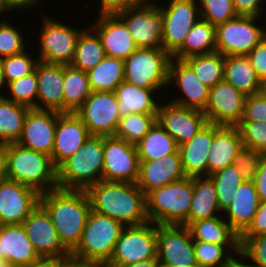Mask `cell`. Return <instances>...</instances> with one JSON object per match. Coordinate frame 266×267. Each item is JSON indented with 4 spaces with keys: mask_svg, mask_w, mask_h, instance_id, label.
Here are the masks:
<instances>
[{
    "mask_svg": "<svg viewBox=\"0 0 266 267\" xmlns=\"http://www.w3.org/2000/svg\"><path fill=\"white\" fill-rule=\"evenodd\" d=\"M39 204L49 214L62 245L71 253L81 240L91 211L87 191L58 187L40 193Z\"/></svg>",
    "mask_w": 266,
    "mask_h": 267,
    "instance_id": "6da1fadb",
    "label": "cell"
},
{
    "mask_svg": "<svg viewBox=\"0 0 266 267\" xmlns=\"http://www.w3.org/2000/svg\"><path fill=\"white\" fill-rule=\"evenodd\" d=\"M91 209L125 226L148 222L146 195L136 183L101 180L87 190Z\"/></svg>",
    "mask_w": 266,
    "mask_h": 267,
    "instance_id": "7a4b0ae2",
    "label": "cell"
},
{
    "mask_svg": "<svg viewBox=\"0 0 266 267\" xmlns=\"http://www.w3.org/2000/svg\"><path fill=\"white\" fill-rule=\"evenodd\" d=\"M7 179L36 189L39 193L58 188L57 167L51 156L7 143Z\"/></svg>",
    "mask_w": 266,
    "mask_h": 267,
    "instance_id": "3957f363",
    "label": "cell"
},
{
    "mask_svg": "<svg viewBox=\"0 0 266 267\" xmlns=\"http://www.w3.org/2000/svg\"><path fill=\"white\" fill-rule=\"evenodd\" d=\"M104 136H90L57 167L58 187L87 190L102 180Z\"/></svg>",
    "mask_w": 266,
    "mask_h": 267,
    "instance_id": "277c9868",
    "label": "cell"
},
{
    "mask_svg": "<svg viewBox=\"0 0 266 267\" xmlns=\"http://www.w3.org/2000/svg\"><path fill=\"white\" fill-rule=\"evenodd\" d=\"M124 228L122 222L91 209L81 240L70 257L107 265Z\"/></svg>",
    "mask_w": 266,
    "mask_h": 267,
    "instance_id": "5b68a950",
    "label": "cell"
},
{
    "mask_svg": "<svg viewBox=\"0 0 266 267\" xmlns=\"http://www.w3.org/2000/svg\"><path fill=\"white\" fill-rule=\"evenodd\" d=\"M193 198V179L166 184L146 195V214L155 224L185 225Z\"/></svg>",
    "mask_w": 266,
    "mask_h": 267,
    "instance_id": "8992f818",
    "label": "cell"
},
{
    "mask_svg": "<svg viewBox=\"0 0 266 267\" xmlns=\"http://www.w3.org/2000/svg\"><path fill=\"white\" fill-rule=\"evenodd\" d=\"M171 56L163 49L137 48L124 60V80L144 89L168 87Z\"/></svg>",
    "mask_w": 266,
    "mask_h": 267,
    "instance_id": "52a82bcc",
    "label": "cell"
},
{
    "mask_svg": "<svg viewBox=\"0 0 266 267\" xmlns=\"http://www.w3.org/2000/svg\"><path fill=\"white\" fill-rule=\"evenodd\" d=\"M157 259V224L146 222L125 226L107 267H121Z\"/></svg>",
    "mask_w": 266,
    "mask_h": 267,
    "instance_id": "ba28073f",
    "label": "cell"
},
{
    "mask_svg": "<svg viewBox=\"0 0 266 267\" xmlns=\"http://www.w3.org/2000/svg\"><path fill=\"white\" fill-rule=\"evenodd\" d=\"M44 15L43 13L41 15L43 19L39 31L40 37H38L40 50L36 54L37 59L50 64L70 65L75 55L78 38L84 28L77 30V27L73 28L63 21L61 23L55 18Z\"/></svg>",
    "mask_w": 266,
    "mask_h": 267,
    "instance_id": "9c48e42d",
    "label": "cell"
},
{
    "mask_svg": "<svg viewBox=\"0 0 266 267\" xmlns=\"http://www.w3.org/2000/svg\"><path fill=\"white\" fill-rule=\"evenodd\" d=\"M261 18L237 15L225 23L215 26L216 52L225 56H247L265 37ZM260 24V26L258 25Z\"/></svg>",
    "mask_w": 266,
    "mask_h": 267,
    "instance_id": "30bf717a",
    "label": "cell"
},
{
    "mask_svg": "<svg viewBox=\"0 0 266 267\" xmlns=\"http://www.w3.org/2000/svg\"><path fill=\"white\" fill-rule=\"evenodd\" d=\"M158 4L163 16L162 48L172 57L184 44L190 29L201 18L198 1L168 0V4Z\"/></svg>",
    "mask_w": 266,
    "mask_h": 267,
    "instance_id": "8fae6325",
    "label": "cell"
},
{
    "mask_svg": "<svg viewBox=\"0 0 266 267\" xmlns=\"http://www.w3.org/2000/svg\"><path fill=\"white\" fill-rule=\"evenodd\" d=\"M117 16L125 23L138 48L163 49V16L155 0H147Z\"/></svg>",
    "mask_w": 266,
    "mask_h": 267,
    "instance_id": "7c38bea8",
    "label": "cell"
},
{
    "mask_svg": "<svg viewBox=\"0 0 266 267\" xmlns=\"http://www.w3.org/2000/svg\"><path fill=\"white\" fill-rule=\"evenodd\" d=\"M75 114L91 136H114L120 120L115 92L92 91Z\"/></svg>",
    "mask_w": 266,
    "mask_h": 267,
    "instance_id": "4fadbf2b",
    "label": "cell"
},
{
    "mask_svg": "<svg viewBox=\"0 0 266 267\" xmlns=\"http://www.w3.org/2000/svg\"><path fill=\"white\" fill-rule=\"evenodd\" d=\"M157 259L160 267L196 265L189 228L185 225L157 224Z\"/></svg>",
    "mask_w": 266,
    "mask_h": 267,
    "instance_id": "5bb4252c",
    "label": "cell"
},
{
    "mask_svg": "<svg viewBox=\"0 0 266 267\" xmlns=\"http://www.w3.org/2000/svg\"><path fill=\"white\" fill-rule=\"evenodd\" d=\"M139 163L135 145L116 136L104 137L102 180L136 183Z\"/></svg>",
    "mask_w": 266,
    "mask_h": 267,
    "instance_id": "9a60e30c",
    "label": "cell"
},
{
    "mask_svg": "<svg viewBox=\"0 0 266 267\" xmlns=\"http://www.w3.org/2000/svg\"><path fill=\"white\" fill-rule=\"evenodd\" d=\"M40 193L25 184L0 181V225L22 224L39 205Z\"/></svg>",
    "mask_w": 266,
    "mask_h": 267,
    "instance_id": "2e32d148",
    "label": "cell"
},
{
    "mask_svg": "<svg viewBox=\"0 0 266 267\" xmlns=\"http://www.w3.org/2000/svg\"><path fill=\"white\" fill-rule=\"evenodd\" d=\"M22 225L34 249L42 259L70 257V252L62 245L49 214L40 204Z\"/></svg>",
    "mask_w": 266,
    "mask_h": 267,
    "instance_id": "e0dca14e",
    "label": "cell"
},
{
    "mask_svg": "<svg viewBox=\"0 0 266 267\" xmlns=\"http://www.w3.org/2000/svg\"><path fill=\"white\" fill-rule=\"evenodd\" d=\"M245 99L242 92L223 80L210 88L203 113L209 123L237 126L243 118Z\"/></svg>",
    "mask_w": 266,
    "mask_h": 267,
    "instance_id": "ac0fdd59",
    "label": "cell"
},
{
    "mask_svg": "<svg viewBox=\"0 0 266 267\" xmlns=\"http://www.w3.org/2000/svg\"><path fill=\"white\" fill-rule=\"evenodd\" d=\"M157 122L179 145L191 141L208 122L201 110L168 103H160Z\"/></svg>",
    "mask_w": 266,
    "mask_h": 267,
    "instance_id": "d6986e66",
    "label": "cell"
},
{
    "mask_svg": "<svg viewBox=\"0 0 266 267\" xmlns=\"http://www.w3.org/2000/svg\"><path fill=\"white\" fill-rule=\"evenodd\" d=\"M176 86L181 96L170 98V102L188 108L204 111L208 102L210 88L195 75L193 69L184 61L171 58L169 63L168 86Z\"/></svg>",
    "mask_w": 266,
    "mask_h": 267,
    "instance_id": "ffe728a7",
    "label": "cell"
},
{
    "mask_svg": "<svg viewBox=\"0 0 266 267\" xmlns=\"http://www.w3.org/2000/svg\"><path fill=\"white\" fill-rule=\"evenodd\" d=\"M60 114L53 110L31 108L25 118L21 136L16 143L51 156L57 118Z\"/></svg>",
    "mask_w": 266,
    "mask_h": 267,
    "instance_id": "44dd1931",
    "label": "cell"
},
{
    "mask_svg": "<svg viewBox=\"0 0 266 267\" xmlns=\"http://www.w3.org/2000/svg\"><path fill=\"white\" fill-rule=\"evenodd\" d=\"M186 177L179 150L162 159L140 161L136 184L147 195L152 190Z\"/></svg>",
    "mask_w": 266,
    "mask_h": 267,
    "instance_id": "7402d4cb",
    "label": "cell"
},
{
    "mask_svg": "<svg viewBox=\"0 0 266 267\" xmlns=\"http://www.w3.org/2000/svg\"><path fill=\"white\" fill-rule=\"evenodd\" d=\"M90 27L99 36L106 56L125 60L138 47L117 15L97 16Z\"/></svg>",
    "mask_w": 266,
    "mask_h": 267,
    "instance_id": "603a6c76",
    "label": "cell"
},
{
    "mask_svg": "<svg viewBox=\"0 0 266 267\" xmlns=\"http://www.w3.org/2000/svg\"><path fill=\"white\" fill-rule=\"evenodd\" d=\"M88 128L75 112L61 113L57 118L52 161L58 167L80 149L90 137Z\"/></svg>",
    "mask_w": 266,
    "mask_h": 267,
    "instance_id": "cb8c5ba5",
    "label": "cell"
},
{
    "mask_svg": "<svg viewBox=\"0 0 266 267\" xmlns=\"http://www.w3.org/2000/svg\"><path fill=\"white\" fill-rule=\"evenodd\" d=\"M0 259L15 267H29L42 260L22 224L0 225Z\"/></svg>",
    "mask_w": 266,
    "mask_h": 267,
    "instance_id": "d4e9b609",
    "label": "cell"
},
{
    "mask_svg": "<svg viewBox=\"0 0 266 267\" xmlns=\"http://www.w3.org/2000/svg\"><path fill=\"white\" fill-rule=\"evenodd\" d=\"M34 70L38 81L37 109L64 113V65L38 61Z\"/></svg>",
    "mask_w": 266,
    "mask_h": 267,
    "instance_id": "484cf974",
    "label": "cell"
},
{
    "mask_svg": "<svg viewBox=\"0 0 266 267\" xmlns=\"http://www.w3.org/2000/svg\"><path fill=\"white\" fill-rule=\"evenodd\" d=\"M242 147V137L237 126L214 124V136L207 159V176L232 165Z\"/></svg>",
    "mask_w": 266,
    "mask_h": 267,
    "instance_id": "4316f807",
    "label": "cell"
},
{
    "mask_svg": "<svg viewBox=\"0 0 266 267\" xmlns=\"http://www.w3.org/2000/svg\"><path fill=\"white\" fill-rule=\"evenodd\" d=\"M260 202L253 181H243L235 191L232 203L222 214L239 236L252 224Z\"/></svg>",
    "mask_w": 266,
    "mask_h": 267,
    "instance_id": "83f0119b",
    "label": "cell"
},
{
    "mask_svg": "<svg viewBox=\"0 0 266 267\" xmlns=\"http://www.w3.org/2000/svg\"><path fill=\"white\" fill-rule=\"evenodd\" d=\"M213 136L214 124L207 122L191 141L179 145L186 177L207 176V159Z\"/></svg>",
    "mask_w": 266,
    "mask_h": 267,
    "instance_id": "f1b7e54d",
    "label": "cell"
},
{
    "mask_svg": "<svg viewBox=\"0 0 266 267\" xmlns=\"http://www.w3.org/2000/svg\"><path fill=\"white\" fill-rule=\"evenodd\" d=\"M158 91L140 88L125 80L122 81L114 91L118 100L120 118L131 113L157 114L159 99L156 100L155 95H160Z\"/></svg>",
    "mask_w": 266,
    "mask_h": 267,
    "instance_id": "f546056e",
    "label": "cell"
},
{
    "mask_svg": "<svg viewBox=\"0 0 266 267\" xmlns=\"http://www.w3.org/2000/svg\"><path fill=\"white\" fill-rule=\"evenodd\" d=\"M192 179L193 198L187 217V227L198 220L222 216L212 179L209 176L192 177Z\"/></svg>",
    "mask_w": 266,
    "mask_h": 267,
    "instance_id": "4dcf8cb0",
    "label": "cell"
},
{
    "mask_svg": "<svg viewBox=\"0 0 266 267\" xmlns=\"http://www.w3.org/2000/svg\"><path fill=\"white\" fill-rule=\"evenodd\" d=\"M223 80L245 96L257 94L263 90V83L257 77L248 56H225Z\"/></svg>",
    "mask_w": 266,
    "mask_h": 267,
    "instance_id": "1f68e13d",
    "label": "cell"
},
{
    "mask_svg": "<svg viewBox=\"0 0 266 267\" xmlns=\"http://www.w3.org/2000/svg\"><path fill=\"white\" fill-rule=\"evenodd\" d=\"M188 228L193 240L218 245H240V236L231 228L223 215L195 221Z\"/></svg>",
    "mask_w": 266,
    "mask_h": 267,
    "instance_id": "d6a6232c",
    "label": "cell"
},
{
    "mask_svg": "<svg viewBox=\"0 0 266 267\" xmlns=\"http://www.w3.org/2000/svg\"><path fill=\"white\" fill-rule=\"evenodd\" d=\"M216 52L215 26L201 18L188 32L182 47L172 56L184 60L188 57Z\"/></svg>",
    "mask_w": 266,
    "mask_h": 267,
    "instance_id": "836d02e7",
    "label": "cell"
},
{
    "mask_svg": "<svg viewBox=\"0 0 266 267\" xmlns=\"http://www.w3.org/2000/svg\"><path fill=\"white\" fill-rule=\"evenodd\" d=\"M135 146L139 161L162 159L164 156L176 153L179 150L176 141L158 122Z\"/></svg>",
    "mask_w": 266,
    "mask_h": 267,
    "instance_id": "e575fe53",
    "label": "cell"
},
{
    "mask_svg": "<svg viewBox=\"0 0 266 267\" xmlns=\"http://www.w3.org/2000/svg\"><path fill=\"white\" fill-rule=\"evenodd\" d=\"M193 248L196 264L202 267H236L240 258V245H218L193 240Z\"/></svg>",
    "mask_w": 266,
    "mask_h": 267,
    "instance_id": "d590c367",
    "label": "cell"
},
{
    "mask_svg": "<svg viewBox=\"0 0 266 267\" xmlns=\"http://www.w3.org/2000/svg\"><path fill=\"white\" fill-rule=\"evenodd\" d=\"M91 93L87 72L64 65V113L75 112Z\"/></svg>",
    "mask_w": 266,
    "mask_h": 267,
    "instance_id": "8d00e7d4",
    "label": "cell"
},
{
    "mask_svg": "<svg viewBox=\"0 0 266 267\" xmlns=\"http://www.w3.org/2000/svg\"><path fill=\"white\" fill-rule=\"evenodd\" d=\"M87 75L92 91L114 92L124 81V60L105 56Z\"/></svg>",
    "mask_w": 266,
    "mask_h": 267,
    "instance_id": "74e56055",
    "label": "cell"
},
{
    "mask_svg": "<svg viewBox=\"0 0 266 267\" xmlns=\"http://www.w3.org/2000/svg\"><path fill=\"white\" fill-rule=\"evenodd\" d=\"M31 108L0 96V142L14 143L21 136L25 118Z\"/></svg>",
    "mask_w": 266,
    "mask_h": 267,
    "instance_id": "f35d334b",
    "label": "cell"
},
{
    "mask_svg": "<svg viewBox=\"0 0 266 267\" xmlns=\"http://www.w3.org/2000/svg\"><path fill=\"white\" fill-rule=\"evenodd\" d=\"M104 48L97 33L91 28L84 29L77 41L71 66L88 72L105 57Z\"/></svg>",
    "mask_w": 266,
    "mask_h": 267,
    "instance_id": "ab89813d",
    "label": "cell"
},
{
    "mask_svg": "<svg viewBox=\"0 0 266 267\" xmlns=\"http://www.w3.org/2000/svg\"><path fill=\"white\" fill-rule=\"evenodd\" d=\"M184 61L208 88H212L224 79V56L219 52L194 55Z\"/></svg>",
    "mask_w": 266,
    "mask_h": 267,
    "instance_id": "60d3db41",
    "label": "cell"
},
{
    "mask_svg": "<svg viewBox=\"0 0 266 267\" xmlns=\"http://www.w3.org/2000/svg\"><path fill=\"white\" fill-rule=\"evenodd\" d=\"M157 122V114L131 113L121 117L114 136L136 145Z\"/></svg>",
    "mask_w": 266,
    "mask_h": 267,
    "instance_id": "b9f144b4",
    "label": "cell"
},
{
    "mask_svg": "<svg viewBox=\"0 0 266 267\" xmlns=\"http://www.w3.org/2000/svg\"><path fill=\"white\" fill-rule=\"evenodd\" d=\"M215 184L221 214L232 203L235 191L243 182L235 165H230L209 176Z\"/></svg>",
    "mask_w": 266,
    "mask_h": 267,
    "instance_id": "7bdbcfd3",
    "label": "cell"
},
{
    "mask_svg": "<svg viewBox=\"0 0 266 267\" xmlns=\"http://www.w3.org/2000/svg\"><path fill=\"white\" fill-rule=\"evenodd\" d=\"M6 90L8 92L5 91V95L8 93V96L5 97L10 101L37 109L38 81L35 70L29 75L10 82Z\"/></svg>",
    "mask_w": 266,
    "mask_h": 267,
    "instance_id": "ee69618b",
    "label": "cell"
},
{
    "mask_svg": "<svg viewBox=\"0 0 266 267\" xmlns=\"http://www.w3.org/2000/svg\"><path fill=\"white\" fill-rule=\"evenodd\" d=\"M10 21L0 20V59L24 52L27 44L26 38ZM25 39V40H24Z\"/></svg>",
    "mask_w": 266,
    "mask_h": 267,
    "instance_id": "f6af8a7d",
    "label": "cell"
},
{
    "mask_svg": "<svg viewBox=\"0 0 266 267\" xmlns=\"http://www.w3.org/2000/svg\"><path fill=\"white\" fill-rule=\"evenodd\" d=\"M202 20L217 26L237 16L233 0H197Z\"/></svg>",
    "mask_w": 266,
    "mask_h": 267,
    "instance_id": "bcb514c9",
    "label": "cell"
},
{
    "mask_svg": "<svg viewBox=\"0 0 266 267\" xmlns=\"http://www.w3.org/2000/svg\"><path fill=\"white\" fill-rule=\"evenodd\" d=\"M34 56L25 50L22 53L1 59L7 85L34 71L36 63L39 61L36 59L37 56Z\"/></svg>",
    "mask_w": 266,
    "mask_h": 267,
    "instance_id": "7dc6e473",
    "label": "cell"
},
{
    "mask_svg": "<svg viewBox=\"0 0 266 267\" xmlns=\"http://www.w3.org/2000/svg\"><path fill=\"white\" fill-rule=\"evenodd\" d=\"M240 258L247 259L251 267H266V234L256 237H240Z\"/></svg>",
    "mask_w": 266,
    "mask_h": 267,
    "instance_id": "c3c4849f",
    "label": "cell"
},
{
    "mask_svg": "<svg viewBox=\"0 0 266 267\" xmlns=\"http://www.w3.org/2000/svg\"><path fill=\"white\" fill-rule=\"evenodd\" d=\"M237 127L241 133L243 146L266 155V122L241 121Z\"/></svg>",
    "mask_w": 266,
    "mask_h": 267,
    "instance_id": "681fc988",
    "label": "cell"
},
{
    "mask_svg": "<svg viewBox=\"0 0 266 267\" xmlns=\"http://www.w3.org/2000/svg\"><path fill=\"white\" fill-rule=\"evenodd\" d=\"M265 155L257 150L243 146L233 160L243 181H254L261 160Z\"/></svg>",
    "mask_w": 266,
    "mask_h": 267,
    "instance_id": "f907efd6",
    "label": "cell"
},
{
    "mask_svg": "<svg viewBox=\"0 0 266 267\" xmlns=\"http://www.w3.org/2000/svg\"><path fill=\"white\" fill-rule=\"evenodd\" d=\"M241 121L266 122V94L263 91L246 96Z\"/></svg>",
    "mask_w": 266,
    "mask_h": 267,
    "instance_id": "816d5d0a",
    "label": "cell"
},
{
    "mask_svg": "<svg viewBox=\"0 0 266 267\" xmlns=\"http://www.w3.org/2000/svg\"><path fill=\"white\" fill-rule=\"evenodd\" d=\"M257 77L266 82V37H264L247 55Z\"/></svg>",
    "mask_w": 266,
    "mask_h": 267,
    "instance_id": "f5cc1de1",
    "label": "cell"
},
{
    "mask_svg": "<svg viewBox=\"0 0 266 267\" xmlns=\"http://www.w3.org/2000/svg\"><path fill=\"white\" fill-rule=\"evenodd\" d=\"M147 0H100L98 16L117 15L125 10L140 5Z\"/></svg>",
    "mask_w": 266,
    "mask_h": 267,
    "instance_id": "db71d44e",
    "label": "cell"
},
{
    "mask_svg": "<svg viewBox=\"0 0 266 267\" xmlns=\"http://www.w3.org/2000/svg\"><path fill=\"white\" fill-rule=\"evenodd\" d=\"M263 5L262 0H233L234 11L237 15L241 16L264 17L265 15L263 14L266 13V8Z\"/></svg>",
    "mask_w": 266,
    "mask_h": 267,
    "instance_id": "11a10c76",
    "label": "cell"
},
{
    "mask_svg": "<svg viewBox=\"0 0 266 267\" xmlns=\"http://www.w3.org/2000/svg\"><path fill=\"white\" fill-rule=\"evenodd\" d=\"M266 234V200L261 201L252 224L240 237H256Z\"/></svg>",
    "mask_w": 266,
    "mask_h": 267,
    "instance_id": "9f6ffc18",
    "label": "cell"
},
{
    "mask_svg": "<svg viewBox=\"0 0 266 267\" xmlns=\"http://www.w3.org/2000/svg\"><path fill=\"white\" fill-rule=\"evenodd\" d=\"M253 182L255 184L260 201L266 200V155L260 162Z\"/></svg>",
    "mask_w": 266,
    "mask_h": 267,
    "instance_id": "6f0895ef",
    "label": "cell"
},
{
    "mask_svg": "<svg viewBox=\"0 0 266 267\" xmlns=\"http://www.w3.org/2000/svg\"><path fill=\"white\" fill-rule=\"evenodd\" d=\"M7 3L10 11L21 10L23 12V10L31 9L32 6L36 7L39 3L41 4V0H7ZM42 3H44L43 0Z\"/></svg>",
    "mask_w": 266,
    "mask_h": 267,
    "instance_id": "680465c9",
    "label": "cell"
},
{
    "mask_svg": "<svg viewBox=\"0 0 266 267\" xmlns=\"http://www.w3.org/2000/svg\"><path fill=\"white\" fill-rule=\"evenodd\" d=\"M7 179V143L0 142V181Z\"/></svg>",
    "mask_w": 266,
    "mask_h": 267,
    "instance_id": "91938a15",
    "label": "cell"
},
{
    "mask_svg": "<svg viewBox=\"0 0 266 267\" xmlns=\"http://www.w3.org/2000/svg\"><path fill=\"white\" fill-rule=\"evenodd\" d=\"M65 267H107V265L103 263L79 261L69 257L65 259Z\"/></svg>",
    "mask_w": 266,
    "mask_h": 267,
    "instance_id": "94428289",
    "label": "cell"
},
{
    "mask_svg": "<svg viewBox=\"0 0 266 267\" xmlns=\"http://www.w3.org/2000/svg\"><path fill=\"white\" fill-rule=\"evenodd\" d=\"M29 267H65V259H42Z\"/></svg>",
    "mask_w": 266,
    "mask_h": 267,
    "instance_id": "6125c7cd",
    "label": "cell"
},
{
    "mask_svg": "<svg viewBox=\"0 0 266 267\" xmlns=\"http://www.w3.org/2000/svg\"><path fill=\"white\" fill-rule=\"evenodd\" d=\"M121 267H160V263L158 259H149L142 262H137L135 264L121 266Z\"/></svg>",
    "mask_w": 266,
    "mask_h": 267,
    "instance_id": "be15d7a7",
    "label": "cell"
},
{
    "mask_svg": "<svg viewBox=\"0 0 266 267\" xmlns=\"http://www.w3.org/2000/svg\"><path fill=\"white\" fill-rule=\"evenodd\" d=\"M7 89V81H6V78H5V74H4V71H3V66H2V63H1V59H0V96H4L3 92L1 93V91H4Z\"/></svg>",
    "mask_w": 266,
    "mask_h": 267,
    "instance_id": "e7e4bbea",
    "label": "cell"
},
{
    "mask_svg": "<svg viewBox=\"0 0 266 267\" xmlns=\"http://www.w3.org/2000/svg\"><path fill=\"white\" fill-rule=\"evenodd\" d=\"M12 13L10 10H9V6H8V3H7V0H0V16L3 17V15H7V13Z\"/></svg>",
    "mask_w": 266,
    "mask_h": 267,
    "instance_id": "03108f58",
    "label": "cell"
},
{
    "mask_svg": "<svg viewBox=\"0 0 266 267\" xmlns=\"http://www.w3.org/2000/svg\"><path fill=\"white\" fill-rule=\"evenodd\" d=\"M239 259H240L241 261H240ZM239 259L237 260L236 267H251V266H248V265H247L246 260H245V261H242L241 258H239Z\"/></svg>",
    "mask_w": 266,
    "mask_h": 267,
    "instance_id": "003e7915",
    "label": "cell"
},
{
    "mask_svg": "<svg viewBox=\"0 0 266 267\" xmlns=\"http://www.w3.org/2000/svg\"><path fill=\"white\" fill-rule=\"evenodd\" d=\"M0 267H15L14 265L10 264L6 260H1L0 259Z\"/></svg>",
    "mask_w": 266,
    "mask_h": 267,
    "instance_id": "a7ac6f4b",
    "label": "cell"
},
{
    "mask_svg": "<svg viewBox=\"0 0 266 267\" xmlns=\"http://www.w3.org/2000/svg\"><path fill=\"white\" fill-rule=\"evenodd\" d=\"M262 91L266 94V82L263 83V90Z\"/></svg>",
    "mask_w": 266,
    "mask_h": 267,
    "instance_id": "89a4df30",
    "label": "cell"
},
{
    "mask_svg": "<svg viewBox=\"0 0 266 267\" xmlns=\"http://www.w3.org/2000/svg\"><path fill=\"white\" fill-rule=\"evenodd\" d=\"M190 267H202V266L196 264V265H193V266H190Z\"/></svg>",
    "mask_w": 266,
    "mask_h": 267,
    "instance_id": "2644e50d",
    "label": "cell"
}]
</instances>
